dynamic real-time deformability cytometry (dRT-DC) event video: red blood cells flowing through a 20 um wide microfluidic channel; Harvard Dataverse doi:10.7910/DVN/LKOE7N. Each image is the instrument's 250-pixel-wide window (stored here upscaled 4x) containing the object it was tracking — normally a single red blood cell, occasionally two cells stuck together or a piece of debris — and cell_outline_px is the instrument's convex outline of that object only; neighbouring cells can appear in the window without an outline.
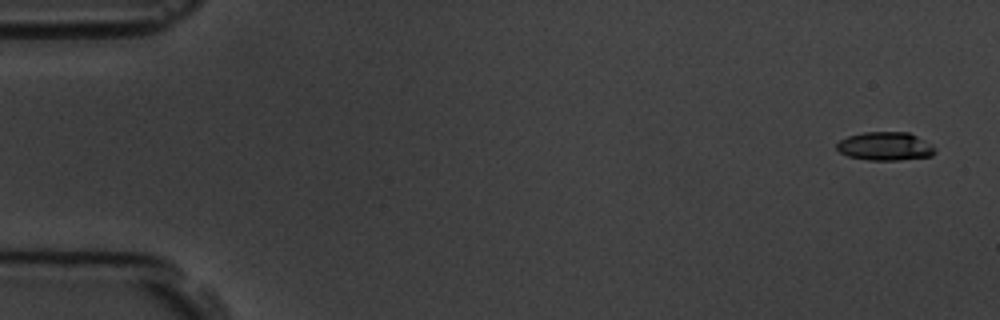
{"species": "common noctule bat (a hibernating species)", "species_latin": "Nyctalus noctula", "temperature_condition": "room temperature", "stored_images_in_passage": 5, "camera_frame_rate_fps": 3000, "um_per_image_px": 0.085, "animal": {"sex": "male", "body_mass_g": 19.5, "forearm_length_mm": 54.6}, "frame": {"image": 1, "passage_image": 1, "time_ms": 0.0, "image_size_px": [1000, 320], "cell_outline_px": [[936, 152], [932, 156], [900, 160], [868, 160], [848, 156], [840, 152], [836, 148], [836, 144], [840, 140], [848, 136], [864, 132], [908, 132], [916, 136], [936, 148]], "centroid_in_image_um": [75.23, 12.44], "position_along_channel_um": 9.8, "area_um2": 16.24}}
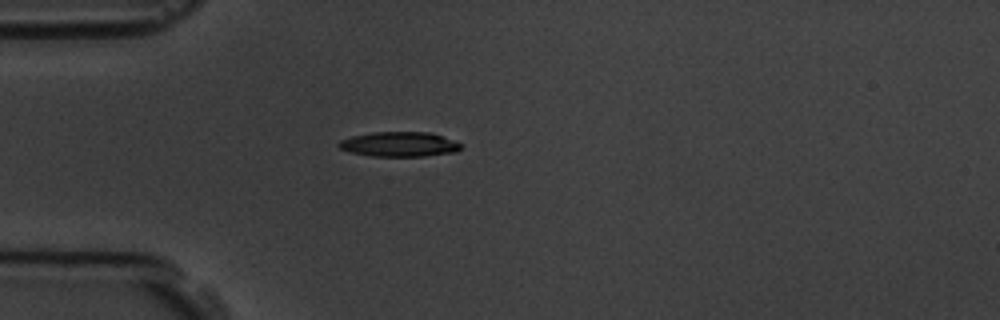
{"frame": {"image": 2, "passage_image": 5, "time_ms": 4.667, "image_size_px": [1000, 320], "cell_outline_px": [[464, 144], [456, 152], [424, 156], [372, 156], [352, 152], [340, 148], [336, 144], [340, 140], [352, 136], [372, 132], [428, 132]], "centroid_in_image_um": [33.93, 12.26], "position_along_channel_um": 51.1, "area_um2": 17.51}}